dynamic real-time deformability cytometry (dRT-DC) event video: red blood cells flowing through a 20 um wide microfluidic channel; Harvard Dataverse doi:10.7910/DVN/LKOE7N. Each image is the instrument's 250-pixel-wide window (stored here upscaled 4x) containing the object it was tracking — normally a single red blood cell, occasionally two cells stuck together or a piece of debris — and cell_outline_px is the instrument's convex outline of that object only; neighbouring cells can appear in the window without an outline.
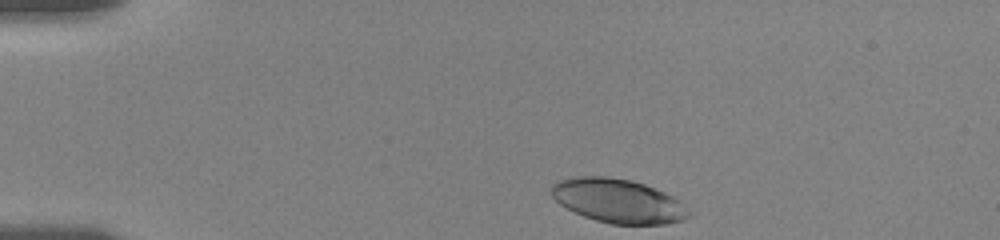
{"species": "human", "species_latin": "Homo sapiens", "temperature_condition": "room temperature", "stored_images_in_passage": 6, "camera_frame_rate_fps": 3000, "um_per_image_px": 0.085, "donor": {"sex": "female"}, "frame": {"image": 1, "passage_image": 1, "time_ms": 0.0, "image_size_px": [1000, 240], "cell_outline_px": [[692, 216], [684, 220], [668, 224], [612, 224], [596, 220], [584, 216], [560, 204], [552, 196], [552, 184], [560, 180], [576, 176], [604, 176], [632, 180], [644, 184], [664, 192], [680, 200]], "centroid_in_image_um": [52.57, 17.08], "position_along_channel_um": 32.4, "area_um2": 35.08}}